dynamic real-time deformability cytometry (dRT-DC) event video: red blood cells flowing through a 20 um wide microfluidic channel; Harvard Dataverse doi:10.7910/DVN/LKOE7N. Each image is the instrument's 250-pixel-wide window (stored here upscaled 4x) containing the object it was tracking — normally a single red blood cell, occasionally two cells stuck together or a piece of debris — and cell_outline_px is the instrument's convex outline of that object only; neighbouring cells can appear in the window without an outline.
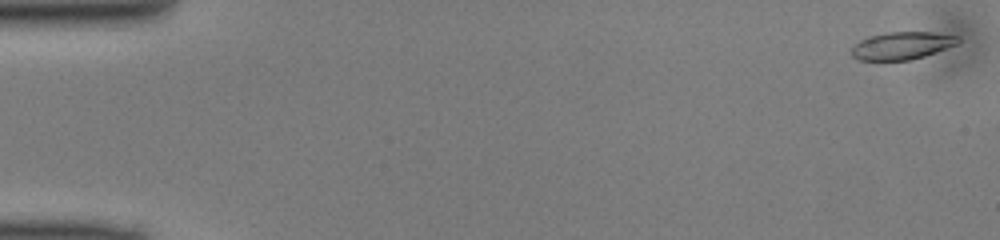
{"species": "common noctule bat (a hibernating species)", "species_latin": "Nyctalus noctula", "temperature_condition": "cold", "stored_images_in_passage": 49, "camera_frame_rate_fps": 3000, "um_per_image_px": 0.085, "animal": {"sex": "male", "body_mass_g": 13.0, "forearm_length_mm": 53.1}, "frame": {"image": 1, "passage_image": 1, "time_ms": 0.0, "image_size_px": [1000, 240], "cell_outline_px": [[960, 44], [912, 60], [860, 60], [852, 56], [852, 48], [860, 40], [868, 36], [884, 32], [932, 32], [960, 36]], "centroid_in_image_um": [76.71, 3.87], "position_along_channel_um": 8.3, "area_um2": 17.28}}
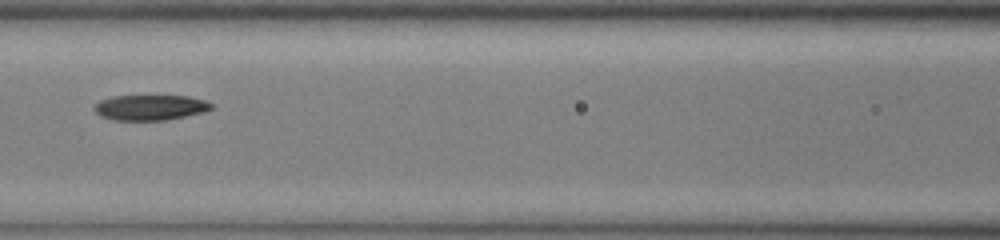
{"frame": {"image": 2, "passage_image": 22, "time_ms": 7.0, "image_size_px": [1000, 240], "cell_outline_px": [[212, 108], [204, 112], [168, 120], [112, 120], [100, 116], [92, 108], [100, 100], [112, 96], [188, 96], [204, 100], [212, 104]], "centroid_in_image_um": [12.75, 9.14], "position_along_channel_um": 153.9, "area_um2": 17.34}}
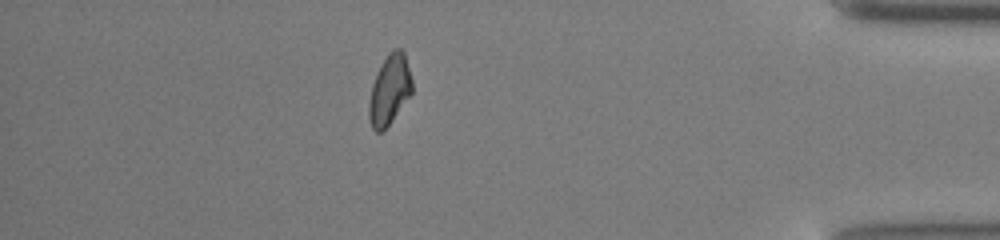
{"frame": {"image": 3, "passage_image": 43, "time_ms": 14.0, "image_size_px": [1000, 240], "cell_outline_px": [[412, 92], [392, 120], [380, 132], [376, 132], [372, 128], [368, 120], [368, 104], [372, 84], [376, 72], [380, 64], [388, 52], [392, 48], [400, 48], [404, 52], [412, 80]], "centroid_in_image_um": [33.08, 7.6], "position_along_channel_um": 402.1, "area_um2": 17.63}}